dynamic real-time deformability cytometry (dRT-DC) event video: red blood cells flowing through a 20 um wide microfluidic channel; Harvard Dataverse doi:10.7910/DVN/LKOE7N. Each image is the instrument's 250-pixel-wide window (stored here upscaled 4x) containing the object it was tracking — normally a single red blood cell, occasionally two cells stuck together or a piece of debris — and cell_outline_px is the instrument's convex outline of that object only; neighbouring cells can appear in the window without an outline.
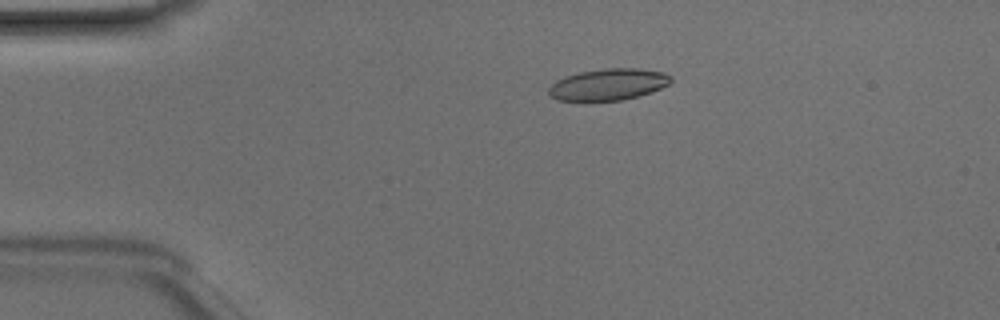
{"species": "Egyptian fruit bat (a non-hibernating species)", "species_latin": "Rousettus aegyptiacus", "temperature_condition": "room temperature", "stored_images_in_passage": 49, "camera_frame_rate_fps": 3000, "um_per_image_px": 0.085, "animal": {"sex": "male"}, "frame": {"image": 1, "passage_image": 10, "time_ms": 3.0, "image_size_px": [1000, 320], "cell_outline_px": [[672, 80], [668, 84], [652, 92], [620, 100], [580, 104], [556, 100], [548, 96], [548, 88], [556, 80], [564, 76], [580, 72], [604, 68], [636, 68], [664, 72], [672, 76]], "centroid_in_image_um": [51.6, 7.22], "position_along_channel_um": 33.4, "area_um2": 23.35}}
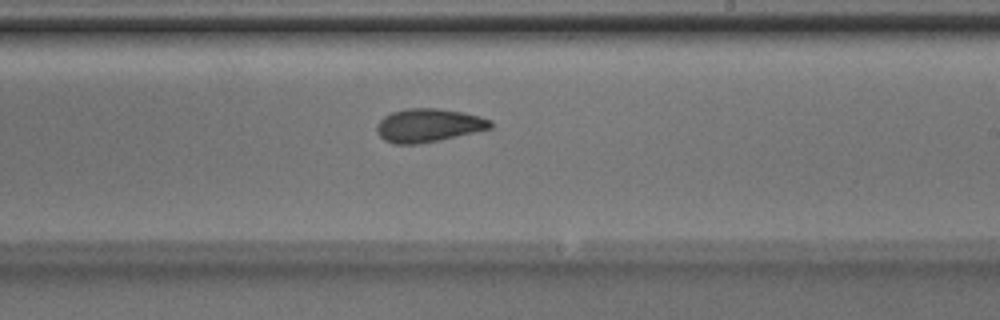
{"frame": {"image": 2, "passage_image": 29, "time_ms": 9.333, "image_size_px": [1000, 320], "cell_outline_px": [[492, 128], [440, 140], [416, 144], [392, 144], [384, 140], [376, 132], [376, 124], [384, 116], [392, 112], [408, 108], [440, 108], [464, 112], [480, 116], [492, 120]], "centroid_in_image_um": [36.41, 10.65], "position_along_channel_um": 252.6, "area_um2": 22.31}}
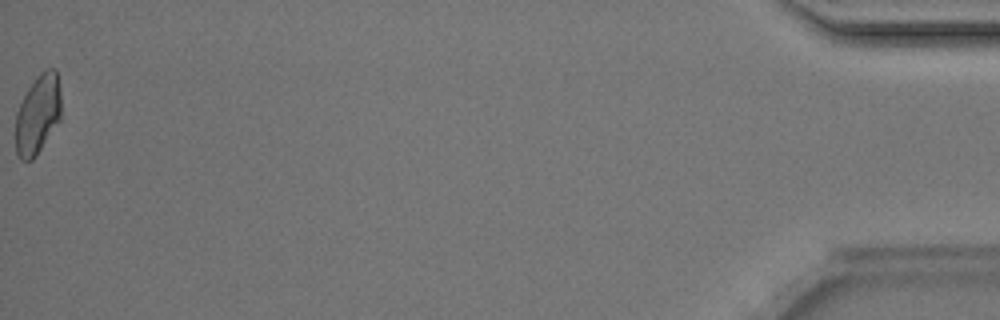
{"frame": {"image": 3, "passage_image": 49, "time_ms": 16.0, "image_size_px": [1000, 320], "cell_outline_px": [[60, 120], [36, 156], [32, 160], [20, 160], [16, 152], [16, 112], [28, 88], [36, 76], [48, 68], [56, 68], [60, 92]], "centroid_in_image_um": [3.21, 9.73], "position_along_channel_um": 432.0, "area_um2": 20.98}, "authors_computed_cell_mechanics": {"area_um2": 21.964, "velocity_mm_per_s": 4.1733, "shape_relaxation_time_tau1_ms": 4.5717, "shape_relaxation_time_tau2_ms": 2.0526, "deformation_change_tau1": 0.1344, "deformation_change_tau2": 0.0733}}